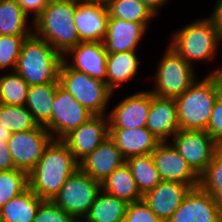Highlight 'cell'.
I'll use <instances>...</instances> for the list:
<instances>
[{
	"label": "cell",
	"mask_w": 222,
	"mask_h": 222,
	"mask_svg": "<svg viewBox=\"0 0 222 222\" xmlns=\"http://www.w3.org/2000/svg\"><path fill=\"white\" fill-rule=\"evenodd\" d=\"M11 135H12V132H10L6 127L1 125L0 123V140L8 141Z\"/></svg>",
	"instance_id": "cell-44"
},
{
	"label": "cell",
	"mask_w": 222,
	"mask_h": 222,
	"mask_svg": "<svg viewBox=\"0 0 222 222\" xmlns=\"http://www.w3.org/2000/svg\"><path fill=\"white\" fill-rule=\"evenodd\" d=\"M77 0H49L33 23V33L47 41L61 55L80 43L74 15Z\"/></svg>",
	"instance_id": "cell-2"
},
{
	"label": "cell",
	"mask_w": 222,
	"mask_h": 222,
	"mask_svg": "<svg viewBox=\"0 0 222 222\" xmlns=\"http://www.w3.org/2000/svg\"><path fill=\"white\" fill-rule=\"evenodd\" d=\"M124 163H126V159L115 142L108 136L79 162V169L101 183Z\"/></svg>",
	"instance_id": "cell-18"
},
{
	"label": "cell",
	"mask_w": 222,
	"mask_h": 222,
	"mask_svg": "<svg viewBox=\"0 0 222 222\" xmlns=\"http://www.w3.org/2000/svg\"><path fill=\"white\" fill-rule=\"evenodd\" d=\"M77 169L79 163L68 146L62 140L53 139L28 172V187L41 199L52 200Z\"/></svg>",
	"instance_id": "cell-1"
},
{
	"label": "cell",
	"mask_w": 222,
	"mask_h": 222,
	"mask_svg": "<svg viewBox=\"0 0 222 222\" xmlns=\"http://www.w3.org/2000/svg\"><path fill=\"white\" fill-rule=\"evenodd\" d=\"M107 57L103 42H80L63 55V61L70 68L106 83Z\"/></svg>",
	"instance_id": "cell-14"
},
{
	"label": "cell",
	"mask_w": 222,
	"mask_h": 222,
	"mask_svg": "<svg viewBox=\"0 0 222 222\" xmlns=\"http://www.w3.org/2000/svg\"><path fill=\"white\" fill-rule=\"evenodd\" d=\"M106 4L77 0L74 23L80 42H103L107 34Z\"/></svg>",
	"instance_id": "cell-17"
},
{
	"label": "cell",
	"mask_w": 222,
	"mask_h": 222,
	"mask_svg": "<svg viewBox=\"0 0 222 222\" xmlns=\"http://www.w3.org/2000/svg\"><path fill=\"white\" fill-rule=\"evenodd\" d=\"M0 123L10 132L29 131L39 124L25 106L5 105L0 103Z\"/></svg>",
	"instance_id": "cell-33"
},
{
	"label": "cell",
	"mask_w": 222,
	"mask_h": 222,
	"mask_svg": "<svg viewBox=\"0 0 222 222\" xmlns=\"http://www.w3.org/2000/svg\"><path fill=\"white\" fill-rule=\"evenodd\" d=\"M191 189L189 184L162 180L155 188L145 193L142 199L157 217L166 222Z\"/></svg>",
	"instance_id": "cell-19"
},
{
	"label": "cell",
	"mask_w": 222,
	"mask_h": 222,
	"mask_svg": "<svg viewBox=\"0 0 222 222\" xmlns=\"http://www.w3.org/2000/svg\"><path fill=\"white\" fill-rule=\"evenodd\" d=\"M109 136L107 115H94L77 129L68 133L62 141L79 163Z\"/></svg>",
	"instance_id": "cell-12"
},
{
	"label": "cell",
	"mask_w": 222,
	"mask_h": 222,
	"mask_svg": "<svg viewBox=\"0 0 222 222\" xmlns=\"http://www.w3.org/2000/svg\"><path fill=\"white\" fill-rule=\"evenodd\" d=\"M59 83L93 115H107V105L113 92L105 82L70 68L64 61L59 72Z\"/></svg>",
	"instance_id": "cell-6"
},
{
	"label": "cell",
	"mask_w": 222,
	"mask_h": 222,
	"mask_svg": "<svg viewBox=\"0 0 222 222\" xmlns=\"http://www.w3.org/2000/svg\"><path fill=\"white\" fill-rule=\"evenodd\" d=\"M109 137L115 142L125 159L150 154L161 143L146 127L109 128Z\"/></svg>",
	"instance_id": "cell-22"
},
{
	"label": "cell",
	"mask_w": 222,
	"mask_h": 222,
	"mask_svg": "<svg viewBox=\"0 0 222 222\" xmlns=\"http://www.w3.org/2000/svg\"><path fill=\"white\" fill-rule=\"evenodd\" d=\"M170 143L198 176L206 170L221 147L205 130L180 129L172 136Z\"/></svg>",
	"instance_id": "cell-9"
},
{
	"label": "cell",
	"mask_w": 222,
	"mask_h": 222,
	"mask_svg": "<svg viewBox=\"0 0 222 222\" xmlns=\"http://www.w3.org/2000/svg\"><path fill=\"white\" fill-rule=\"evenodd\" d=\"M151 93L163 98H177L181 96L197 79L195 68L177 54L171 47H167L158 62Z\"/></svg>",
	"instance_id": "cell-7"
},
{
	"label": "cell",
	"mask_w": 222,
	"mask_h": 222,
	"mask_svg": "<svg viewBox=\"0 0 222 222\" xmlns=\"http://www.w3.org/2000/svg\"><path fill=\"white\" fill-rule=\"evenodd\" d=\"M209 75H211L212 78L215 80L218 87V95L220 98H222V64L218 69H214V71L211 70V72H209Z\"/></svg>",
	"instance_id": "cell-43"
},
{
	"label": "cell",
	"mask_w": 222,
	"mask_h": 222,
	"mask_svg": "<svg viewBox=\"0 0 222 222\" xmlns=\"http://www.w3.org/2000/svg\"><path fill=\"white\" fill-rule=\"evenodd\" d=\"M29 36L0 35V70L14 71L24 40Z\"/></svg>",
	"instance_id": "cell-35"
},
{
	"label": "cell",
	"mask_w": 222,
	"mask_h": 222,
	"mask_svg": "<svg viewBox=\"0 0 222 222\" xmlns=\"http://www.w3.org/2000/svg\"><path fill=\"white\" fill-rule=\"evenodd\" d=\"M213 23L217 26L222 34V0H217L214 9L210 15Z\"/></svg>",
	"instance_id": "cell-41"
},
{
	"label": "cell",
	"mask_w": 222,
	"mask_h": 222,
	"mask_svg": "<svg viewBox=\"0 0 222 222\" xmlns=\"http://www.w3.org/2000/svg\"><path fill=\"white\" fill-rule=\"evenodd\" d=\"M83 2H98V3H103L106 4L109 0H79Z\"/></svg>",
	"instance_id": "cell-45"
},
{
	"label": "cell",
	"mask_w": 222,
	"mask_h": 222,
	"mask_svg": "<svg viewBox=\"0 0 222 222\" xmlns=\"http://www.w3.org/2000/svg\"><path fill=\"white\" fill-rule=\"evenodd\" d=\"M151 107V91H137L120 101L107 112L109 128L146 127Z\"/></svg>",
	"instance_id": "cell-16"
},
{
	"label": "cell",
	"mask_w": 222,
	"mask_h": 222,
	"mask_svg": "<svg viewBox=\"0 0 222 222\" xmlns=\"http://www.w3.org/2000/svg\"><path fill=\"white\" fill-rule=\"evenodd\" d=\"M108 15L124 21L149 23L156 16L139 0H109Z\"/></svg>",
	"instance_id": "cell-30"
},
{
	"label": "cell",
	"mask_w": 222,
	"mask_h": 222,
	"mask_svg": "<svg viewBox=\"0 0 222 222\" xmlns=\"http://www.w3.org/2000/svg\"><path fill=\"white\" fill-rule=\"evenodd\" d=\"M28 188V173L21 169L0 171V208Z\"/></svg>",
	"instance_id": "cell-34"
},
{
	"label": "cell",
	"mask_w": 222,
	"mask_h": 222,
	"mask_svg": "<svg viewBox=\"0 0 222 222\" xmlns=\"http://www.w3.org/2000/svg\"><path fill=\"white\" fill-rule=\"evenodd\" d=\"M168 44L191 66L215 59L222 34L210 17L197 19L174 31ZM219 45V46H218Z\"/></svg>",
	"instance_id": "cell-4"
},
{
	"label": "cell",
	"mask_w": 222,
	"mask_h": 222,
	"mask_svg": "<svg viewBox=\"0 0 222 222\" xmlns=\"http://www.w3.org/2000/svg\"><path fill=\"white\" fill-rule=\"evenodd\" d=\"M149 23H136L108 18L107 34L103 41L107 53L137 51Z\"/></svg>",
	"instance_id": "cell-20"
},
{
	"label": "cell",
	"mask_w": 222,
	"mask_h": 222,
	"mask_svg": "<svg viewBox=\"0 0 222 222\" xmlns=\"http://www.w3.org/2000/svg\"><path fill=\"white\" fill-rule=\"evenodd\" d=\"M29 85L15 71L0 76V103L24 106Z\"/></svg>",
	"instance_id": "cell-32"
},
{
	"label": "cell",
	"mask_w": 222,
	"mask_h": 222,
	"mask_svg": "<svg viewBox=\"0 0 222 222\" xmlns=\"http://www.w3.org/2000/svg\"><path fill=\"white\" fill-rule=\"evenodd\" d=\"M205 131L222 147V98L220 97L214 103Z\"/></svg>",
	"instance_id": "cell-38"
},
{
	"label": "cell",
	"mask_w": 222,
	"mask_h": 222,
	"mask_svg": "<svg viewBox=\"0 0 222 222\" xmlns=\"http://www.w3.org/2000/svg\"><path fill=\"white\" fill-rule=\"evenodd\" d=\"M142 2L151 12L158 16L160 8L168 4L169 0H139Z\"/></svg>",
	"instance_id": "cell-42"
},
{
	"label": "cell",
	"mask_w": 222,
	"mask_h": 222,
	"mask_svg": "<svg viewBox=\"0 0 222 222\" xmlns=\"http://www.w3.org/2000/svg\"><path fill=\"white\" fill-rule=\"evenodd\" d=\"M126 163L142 195L162 181L151 153L130 157Z\"/></svg>",
	"instance_id": "cell-29"
},
{
	"label": "cell",
	"mask_w": 222,
	"mask_h": 222,
	"mask_svg": "<svg viewBox=\"0 0 222 222\" xmlns=\"http://www.w3.org/2000/svg\"><path fill=\"white\" fill-rule=\"evenodd\" d=\"M140 59L137 51L108 53L106 84L114 92L121 84L137 76Z\"/></svg>",
	"instance_id": "cell-23"
},
{
	"label": "cell",
	"mask_w": 222,
	"mask_h": 222,
	"mask_svg": "<svg viewBox=\"0 0 222 222\" xmlns=\"http://www.w3.org/2000/svg\"><path fill=\"white\" fill-rule=\"evenodd\" d=\"M93 116L59 84L52 102L50 135L55 140H62L68 133Z\"/></svg>",
	"instance_id": "cell-10"
},
{
	"label": "cell",
	"mask_w": 222,
	"mask_h": 222,
	"mask_svg": "<svg viewBox=\"0 0 222 222\" xmlns=\"http://www.w3.org/2000/svg\"><path fill=\"white\" fill-rule=\"evenodd\" d=\"M42 201L28 187L0 208L1 222H33Z\"/></svg>",
	"instance_id": "cell-25"
},
{
	"label": "cell",
	"mask_w": 222,
	"mask_h": 222,
	"mask_svg": "<svg viewBox=\"0 0 222 222\" xmlns=\"http://www.w3.org/2000/svg\"><path fill=\"white\" fill-rule=\"evenodd\" d=\"M151 154L161 180L199 187V176L170 142H161Z\"/></svg>",
	"instance_id": "cell-13"
},
{
	"label": "cell",
	"mask_w": 222,
	"mask_h": 222,
	"mask_svg": "<svg viewBox=\"0 0 222 222\" xmlns=\"http://www.w3.org/2000/svg\"><path fill=\"white\" fill-rule=\"evenodd\" d=\"M128 203L102 189L81 222H123Z\"/></svg>",
	"instance_id": "cell-27"
},
{
	"label": "cell",
	"mask_w": 222,
	"mask_h": 222,
	"mask_svg": "<svg viewBox=\"0 0 222 222\" xmlns=\"http://www.w3.org/2000/svg\"><path fill=\"white\" fill-rule=\"evenodd\" d=\"M101 189L128 204L142 200L143 197L127 163H124L104 179L101 182Z\"/></svg>",
	"instance_id": "cell-26"
},
{
	"label": "cell",
	"mask_w": 222,
	"mask_h": 222,
	"mask_svg": "<svg viewBox=\"0 0 222 222\" xmlns=\"http://www.w3.org/2000/svg\"><path fill=\"white\" fill-rule=\"evenodd\" d=\"M123 222H164L157 217L144 200L128 204Z\"/></svg>",
	"instance_id": "cell-37"
},
{
	"label": "cell",
	"mask_w": 222,
	"mask_h": 222,
	"mask_svg": "<svg viewBox=\"0 0 222 222\" xmlns=\"http://www.w3.org/2000/svg\"><path fill=\"white\" fill-rule=\"evenodd\" d=\"M23 12L17 0H0V35L30 36L33 23Z\"/></svg>",
	"instance_id": "cell-28"
},
{
	"label": "cell",
	"mask_w": 222,
	"mask_h": 222,
	"mask_svg": "<svg viewBox=\"0 0 222 222\" xmlns=\"http://www.w3.org/2000/svg\"><path fill=\"white\" fill-rule=\"evenodd\" d=\"M218 95V87L211 75L197 80L179 97L175 98L179 128L206 130Z\"/></svg>",
	"instance_id": "cell-5"
},
{
	"label": "cell",
	"mask_w": 222,
	"mask_h": 222,
	"mask_svg": "<svg viewBox=\"0 0 222 222\" xmlns=\"http://www.w3.org/2000/svg\"><path fill=\"white\" fill-rule=\"evenodd\" d=\"M59 84V82H51L29 86L24 105L32 113L35 121L49 132L52 102Z\"/></svg>",
	"instance_id": "cell-24"
},
{
	"label": "cell",
	"mask_w": 222,
	"mask_h": 222,
	"mask_svg": "<svg viewBox=\"0 0 222 222\" xmlns=\"http://www.w3.org/2000/svg\"><path fill=\"white\" fill-rule=\"evenodd\" d=\"M62 62L63 55L47 41L32 33L22 44L14 71L29 86L59 82Z\"/></svg>",
	"instance_id": "cell-3"
},
{
	"label": "cell",
	"mask_w": 222,
	"mask_h": 222,
	"mask_svg": "<svg viewBox=\"0 0 222 222\" xmlns=\"http://www.w3.org/2000/svg\"><path fill=\"white\" fill-rule=\"evenodd\" d=\"M15 169L12 161L8 141L0 140V171H7Z\"/></svg>",
	"instance_id": "cell-40"
},
{
	"label": "cell",
	"mask_w": 222,
	"mask_h": 222,
	"mask_svg": "<svg viewBox=\"0 0 222 222\" xmlns=\"http://www.w3.org/2000/svg\"><path fill=\"white\" fill-rule=\"evenodd\" d=\"M52 140L50 132L40 125L36 129L12 133L8 147L15 168L30 172Z\"/></svg>",
	"instance_id": "cell-11"
},
{
	"label": "cell",
	"mask_w": 222,
	"mask_h": 222,
	"mask_svg": "<svg viewBox=\"0 0 222 222\" xmlns=\"http://www.w3.org/2000/svg\"><path fill=\"white\" fill-rule=\"evenodd\" d=\"M100 190L99 181L77 169L70 175L52 201L81 222L89 213Z\"/></svg>",
	"instance_id": "cell-8"
},
{
	"label": "cell",
	"mask_w": 222,
	"mask_h": 222,
	"mask_svg": "<svg viewBox=\"0 0 222 222\" xmlns=\"http://www.w3.org/2000/svg\"><path fill=\"white\" fill-rule=\"evenodd\" d=\"M49 0H17V3L21 6L23 12L29 17L30 13H33L32 21L42 13Z\"/></svg>",
	"instance_id": "cell-39"
},
{
	"label": "cell",
	"mask_w": 222,
	"mask_h": 222,
	"mask_svg": "<svg viewBox=\"0 0 222 222\" xmlns=\"http://www.w3.org/2000/svg\"><path fill=\"white\" fill-rule=\"evenodd\" d=\"M199 187L213 196L222 214V147L199 176Z\"/></svg>",
	"instance_id": "cell-31"
},
{
	"label": "cell",
	"mask_w": 222,
	"mask_h": 222,
	"mask_svg": "<svg viewBox=\"0 0 222 222\" xmlns=\"http://www.w3.org/2000/svg\"><path fill=\"white\" fill-rule=\"evenodd\" d=\"M166 222H222V214L213 196L196 187Z\"/></svg>",
	"instance_id": "cell-15"
},
{
	"label": "cell",
	"mask_w": 222,
	"mask_h": 222,
	"mask_svg": "<svg viewBox=\"0 0 222 222\" xmlns=\"http://www.w3.org/2000/svg\"><path fill=\"white\" fill-rule=\"evenodd\" d=\"M146 128L161 142H169L180 130L175 99L158 97L151 93Z\"/></svg>",
	"instance_id": "cell-21"
},
{
	"label": "cell",
	"mask_w": 222,
	"mask_h": 222,
	"mask_svg": "<svg viewBox=\"0 0 222 222\" xmlns=\"http://www.w3.org/2000/svg\"><path fill=\"white\" fill-rule=\"evenodd\" d=\"M33 222H79L73 215L65 212L52 200H43Z\"/></svg>",
	"instance_id": "cell-36"
}]
</instances>
